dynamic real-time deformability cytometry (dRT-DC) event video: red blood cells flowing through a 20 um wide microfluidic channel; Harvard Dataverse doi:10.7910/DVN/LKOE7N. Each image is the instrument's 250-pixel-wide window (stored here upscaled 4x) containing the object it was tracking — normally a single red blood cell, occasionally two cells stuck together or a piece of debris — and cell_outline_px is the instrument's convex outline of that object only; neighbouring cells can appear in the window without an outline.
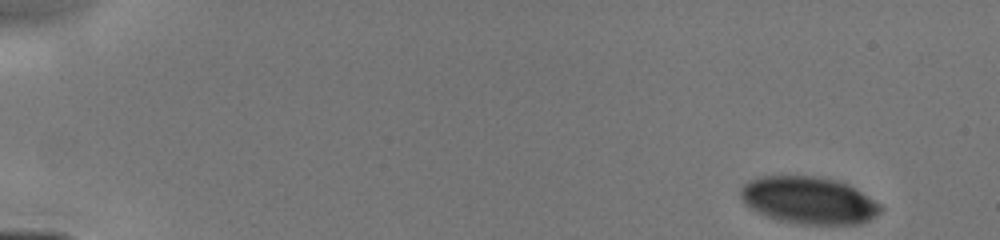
{"species": "human", "species_latin": "Homo sapiens", "temperature_condition": "cold", "stored_images_in_passage": 12, "camera_frame_rate_fps": 3000, "um_per_image_px": 0.085, "donor": {"sex": "male"}, "frame": {"image": 1, "passage_image": 1, "time_ms": 0.0, "image_size_px": [1000, 240], "cell_outline_px": [[884, 208], [876, 216], [860, 224], [796, 224], [776, 220], [756, 212], [744, 204], [740, 196], [740, 188], [748, 180], [760, 176], [812, 176], [836, 180], [848, 184], [856, 188], [880, 204]], "centroid_in_image_um": [68.72, 17.03], "position_along_channel_um": 16.3, "area_um2": 38.84}}
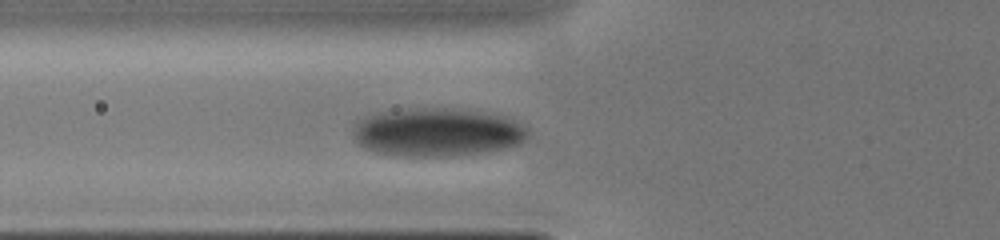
{"frame": {"image": 2, "passage_image": 9, "time_ms": 5.0, "image_size_px": [1000, 240], "cell_outline_px": [[528, 132], [516, 144], [508, 148], [456, 156], [396, 156], [376, 152], [356, 144], [352, 136], [352, 132], [356, 120], [380, 112], [420, 108], [432, 108], [476, 112], [504, 116], [524, 124], [528, 128]], "centroid_in_image_um": [37.09, 11.26], "position_along_channel_um": 88.7, "area_um2": 48.9}}
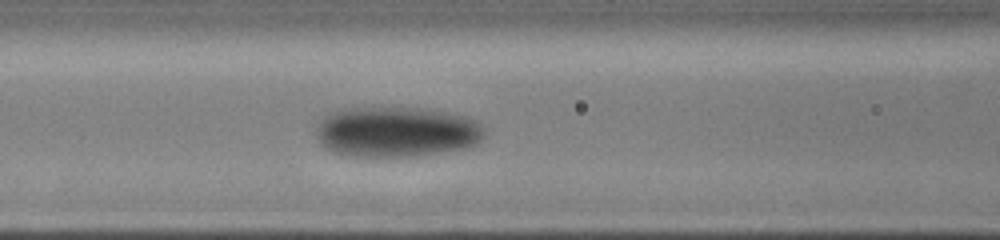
{"frame": {"image": 3, "passage_image": 12, "time_ms": 6.0, "image_size_px": [1000, 240], "cell_outline_px": [[484, 136], [480, 140], [464, 148], [416, 156], [352, 156], [332, 152], [324, 148], [316, 140], [316, 128], [320, 120], [324, 116], [344, 108], [420, 108], [468, 116], [476, 120], [484, 128]], "centroid_in_image_um": [33.66, 11.21], "position_along_channel_um": 132.9, "area_um2": 49.42}}